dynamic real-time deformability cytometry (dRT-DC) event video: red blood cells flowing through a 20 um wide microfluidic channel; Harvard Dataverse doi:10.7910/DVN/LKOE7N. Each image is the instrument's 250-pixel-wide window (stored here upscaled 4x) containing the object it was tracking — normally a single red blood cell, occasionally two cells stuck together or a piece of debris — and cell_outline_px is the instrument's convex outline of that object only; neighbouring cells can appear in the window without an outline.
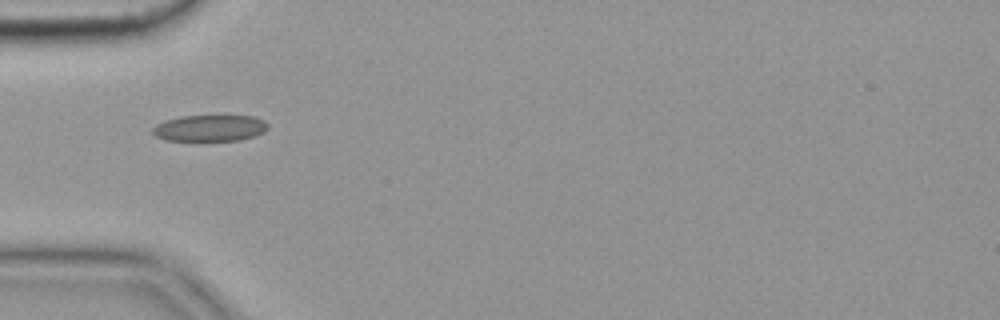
{"species": "common noctule bat (a hibernating species)", "species_latin": "Nyctalus noctula", "temperature_condition": "cold", "stored_images_in_passage": 8, "camera_frame_rate_fps": 3000, "um_per_image_px": 0.085, "animal": {"sex": "female", "body_mass_g": 19.9}, "frame": {"image": 1, "passage_image": 6, "time_ms": 1.667, "image_size_px": [1000, 320], "cell_outline_px": [[268, 128], [264, 132], [256, 136], [240, 140], [164, 140], [156, 136], [152, 132], [152, 128], [156, 124], [164, 120], [180, 116], [252, 116], [264, 120], [268, 124]], "centroid_in_image_um": [17.84, 10.88], "position_along_channel_um": 67.2, "area_um2": 17.74}}